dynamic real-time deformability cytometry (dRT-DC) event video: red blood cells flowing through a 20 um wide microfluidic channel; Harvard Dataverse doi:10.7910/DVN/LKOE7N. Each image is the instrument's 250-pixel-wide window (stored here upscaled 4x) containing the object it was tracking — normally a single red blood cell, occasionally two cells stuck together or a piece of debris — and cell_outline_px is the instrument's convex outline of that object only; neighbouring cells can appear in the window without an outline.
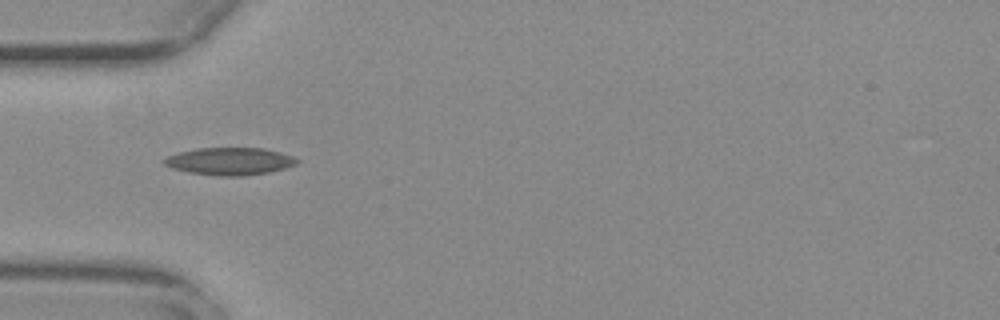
{"species": "common noctule bat (a hibernating species)", "species_latin": "Nyctalus noctula", "temperature_condition": "warm", "stored_images_in_passage": 6, "camera_frame_rate_fps": 3000, "um_per_image_px": 0.085, "animal": {"sex": "female", "body_mass_g": 29.2, "forearm_length_mm": 56.3}, "frame": {"image": 1, "passage_image": 1, "time_ms": 0.0, "image_size_px": [1000, 320], "cell_outline_px": [[300, 160], [296, 164], [284, 168], [268, 172], [244, 176], [220, 176], [188, 172], [172, 168], [164, 164], [164, 160], [168, 156], [180, 152], [196, 148], [264, 148], [280, 152], [292, 156]], "centroid_in_image_um": [19.54, 13.7], "position_along_channel_um": 65.5, "area_um2": 21.1}}
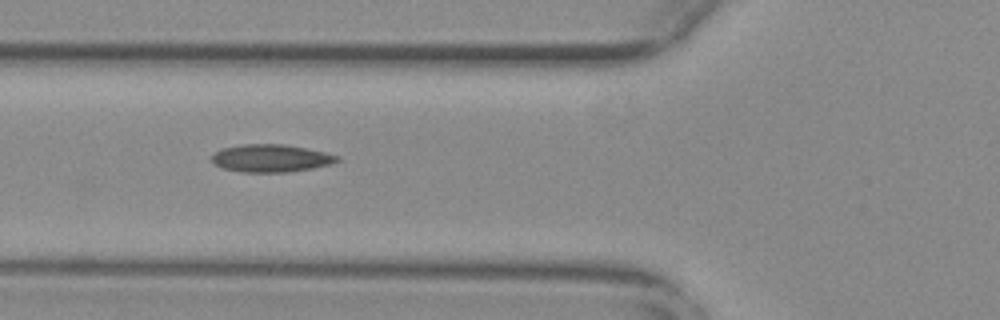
{"frame": {"image": 2, "passage_image": 4, "time_ms": 1.0, "image_size_px": [1000, 320], "cell_outline_px": [[340, 160], [332, 164], [312, 168], [288, 172], [240, 172], [224, 168], [216, 164], [212, 160], [212, 156], [216, 152], [224, 148], [240, 144], [284, 144], [324, 152], [340, 156]], "centroid_in_image_um": [23.06, 13.45], "position_along_channel_um": 102.7, "area_um2": 20.06}}